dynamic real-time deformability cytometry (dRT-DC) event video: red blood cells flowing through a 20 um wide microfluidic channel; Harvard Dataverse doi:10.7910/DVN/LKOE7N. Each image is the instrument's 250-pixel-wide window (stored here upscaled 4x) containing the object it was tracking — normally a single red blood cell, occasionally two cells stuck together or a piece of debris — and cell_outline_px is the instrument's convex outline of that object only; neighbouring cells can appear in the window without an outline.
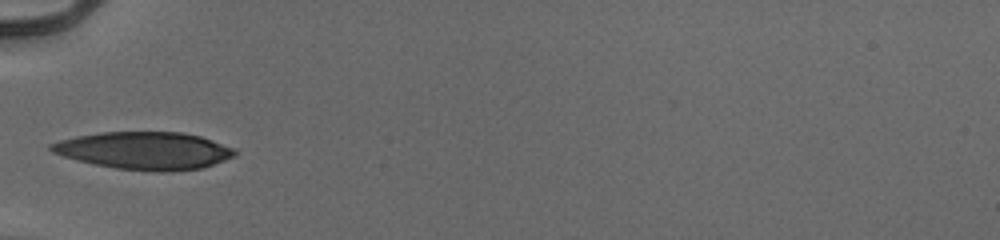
{"species": "human", "species_latin": "Homo sapiens", "temperature_condition": "cold", "stored_images_in_passage": 31, "camera_frame_rate_fps": 3000, "um_per_image_px": 0.085, "donor": {"sex": "male"}, "frame": {"image": 1, "passage_image": 1, "time_ms": 0.0, "image_size_px": [1000, 240], "cell_outline_px": [[236, 156], [204, 168], [172, 172], [160, 172], [116, 168], [96, 164], [64, 156], [52, 152], [48, 148], [48, 144], [60, 140], [76, 136], [100, 132], [180, 132], [200, 136], [212, 140], [232, 148], [236, 152]], "centroid_in_image_um": [12.3, 12.8], "position_along_channel_um": 72.7, "area_um2": 40.11}}
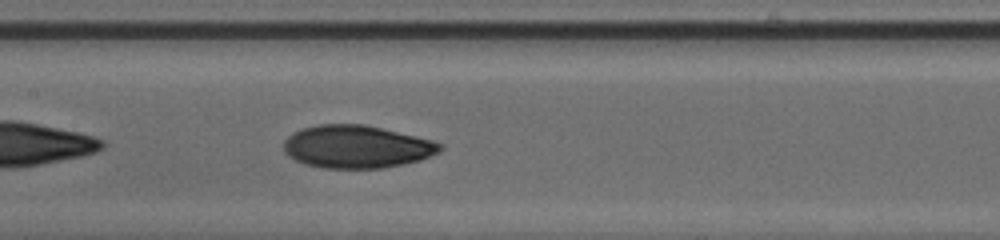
{"frame": {"image": 2, "passage_image": 9, "time_ms": 2.667, "image_size_px": [1000, 240], "cell_outline_px": [[444, 148], [440, 152], [420, 160], [404, 164], [384, 168], [324, 168], [304, 164], [288, 156], [284, 152], [284, 140], [292, 132], [304, 128], [320, 124], [364, 124], [416, 136], [432, 140], [444, 144]], "centroid_in_image_um": [30.33, 12.47], "position_along_channel_um": 177.1, "area_um2": 39.13}}
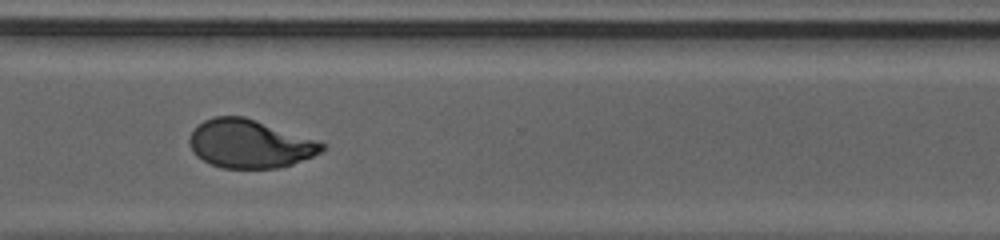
{"frame": {"image": 3, "passage_image": 22, "time_ms": 7.0, "image_size_px": [1000, 240], "cell_outline_px": [[328, 148], [312, 156], [292, 164], [276, 168], [224, 168], [212, 164], [196, 156], [192, 152], [188, 140], [192, 132], [204, 120], [216, 116], [244, 116], [328, 144]], "centroid_in_image_um": [21.24, 12.22], "position_along_channel_um": 349.4, "area_um2": 37.11}, "authors_computed_cell_mechanics": {"area_um2": 38.8416, "velocity_mm_per_s": 3.9737, "shape_relaxation_time_tau1_ms": 6.6019, "shape_relaxation_time_tau2_ms": 1.6558, "deformation_change_tau1": 0.2191, "deformation_change_tau2": 0.064}}